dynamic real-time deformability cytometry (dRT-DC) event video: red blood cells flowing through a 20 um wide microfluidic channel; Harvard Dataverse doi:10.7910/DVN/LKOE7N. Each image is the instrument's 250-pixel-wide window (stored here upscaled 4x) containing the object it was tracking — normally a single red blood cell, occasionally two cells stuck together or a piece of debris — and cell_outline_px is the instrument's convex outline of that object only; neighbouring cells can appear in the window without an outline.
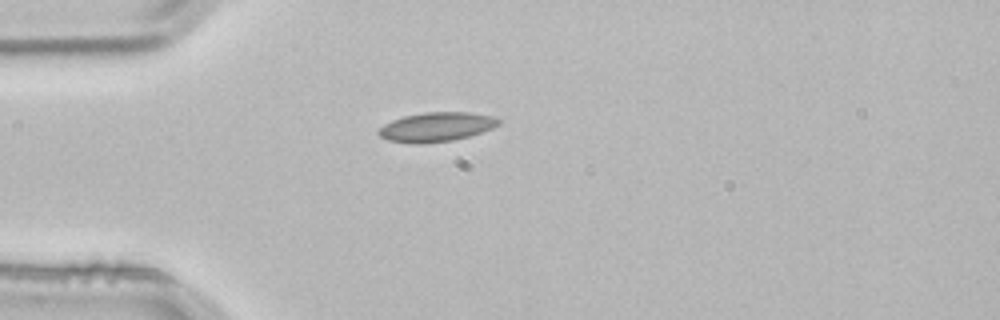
{"species": "common noctule bat (a hibernating species)", "species_latin": "Nyctalus noctula", "temperature_condition": "room temperature", "stored_images_in_passage": 2, "camera_frame_rate_fps": 3000, "um_per_image_px": 0.085, "animal": {"sex": "male", "body_mass_g": 21.5, "forearm_length_mm": 52.0}, "frame": {"image": 1, "passage_image": 2, "time_ms": 0.333, "image_size_px": [1000, 320], "cell_outline_px": [[500, 124], [492, 128], [468, 136], [452, 140], [420, 144], [412, 144], [388, 140], [380, 136], [376, 132], [384, 124], [392, 120], [404, 116], [424, 112], [472, 112], [496, 116], [500, 120]], "centroid_in_image_um": [37.09, 10.78], "position_along_channel_um": 47.9, "area_um2": 20.58}}